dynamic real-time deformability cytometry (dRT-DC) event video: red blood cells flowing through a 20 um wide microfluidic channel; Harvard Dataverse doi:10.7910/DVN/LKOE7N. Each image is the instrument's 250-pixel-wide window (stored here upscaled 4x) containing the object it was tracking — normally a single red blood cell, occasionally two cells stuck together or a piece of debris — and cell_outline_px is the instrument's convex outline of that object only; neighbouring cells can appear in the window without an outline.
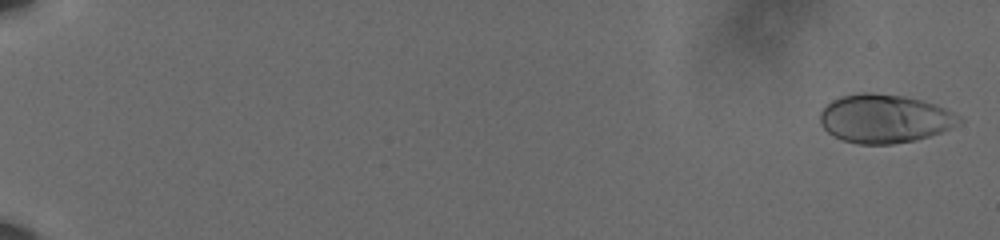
{"species": "human", "species_latin": "Homo sapiens", "temperature_condition": "cold", "stored_images_in_passage": 61, "camera_frame_rate_fps": 3000, "um_per_image_px": 0.085, "donor": {"sex": "male"}, "frame": {"image": 1, "passage_image": 2, "time_ms": 0.333, "image_size_px": [1000, 240], "cell_outline_px": [[964, 120], [940, 132], [928, 136], [912, 140], [892, 144], [860, 144], [844, 140], [832, 136], [820, 124], [820, 112], [832, 100], [840, 96], [860, 92], [872, 92], [904, 96], [936, 104], [960, 116]], "centroid_in_image_um": [75.15, 10.07], "position_along_channel_um": 9.8, "area_um2": 39.13}}
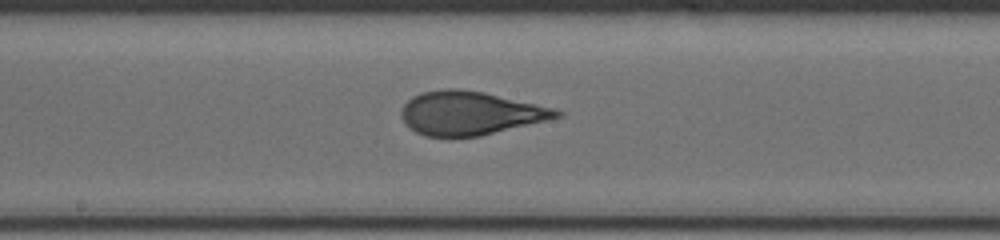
{"frame": {"image": 2, "passage_image": 36, "time_ms": 11.667, "image_size_px": [1000, 240], "cell_outline_px": [[564, 112], [560, 116], [548, 120], [480, 136], [424, 136], [416, 132], [404, 124], [400, 116], [400, 112], [404, 104], [412, 96], [420, 92], [444, 88], [456, 88], [484, 92], [556, 108]], "centroid_in_image_um": [39.93, 9.6], "position_along_channel_um": 208.3, "area_um2": 39.59}}
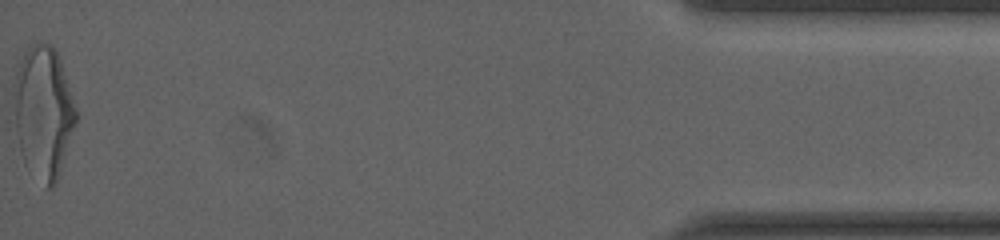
{"frame": {"image": 3, "passage_image": 61, "time_ms": 20.0, "image_size_px": [1000, 240], "cell_outline_px": [[76, 120], [56, 184], [52, 188], [44, 188], [24, 164], [20, 152], [16, 128], [12, 88], [16, 72], [20, 60], [24, 52], [32, 44], [48, 44], [56, 52], [60, 60], [76, 108]], "centroid_in_image_um": [3.65, 9.58], "position_along_channel_um": 431.5, "area_um2": 47.57}, "authors_computed_cell_mechanics": {"area_um2": 39.1884, "velocity_mm_per_s": 3.604, "shape_relaxation_time_tau1_ms": 3.7011, "shape_relaxation_time_tau2_ms": 0.7949, "deformation_change_tau1": 0.1741, "deformation_change_tau2": 0.071}}